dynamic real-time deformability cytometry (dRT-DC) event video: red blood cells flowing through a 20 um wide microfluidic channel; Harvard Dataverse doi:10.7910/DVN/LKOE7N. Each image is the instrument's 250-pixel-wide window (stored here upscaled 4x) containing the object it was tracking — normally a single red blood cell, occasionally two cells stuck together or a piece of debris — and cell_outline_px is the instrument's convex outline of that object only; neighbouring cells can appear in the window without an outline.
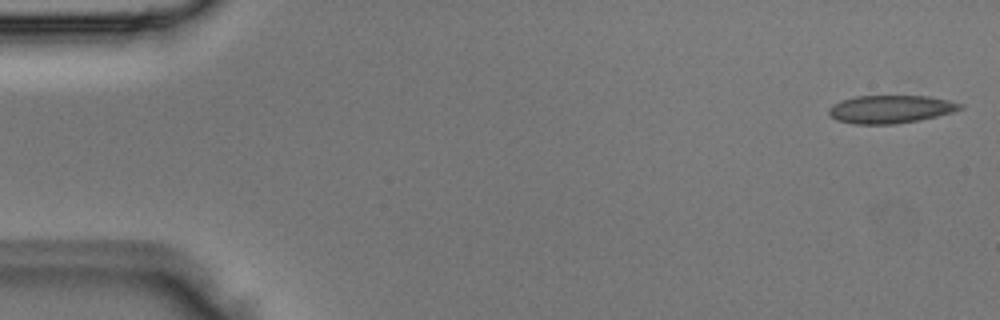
{"species": "Egyptian fruit bat (a non-hibernating species)", "species_latin": "Rousettus aegyptiacus", "temperature_condition": "room temperature", "stored_images_in_passage": 4, "camera_frame_rate_fps": 3000, "um_per_image_px": 0.085, "animal": {"sex": "male"}, "frame": {"image": 1, "passage_image": 1, "time_ms": 0.0, "image_size_px": [1000, 320], "cell_outline_px": [[964, 108], [952, 112], [936, 116], [916, 120], [892, 124], [852, 124], [836, 120], [828, 112], [828, 108], [832, 104], [840, 100], [856, 96], [928, 96], [948, 100], [964, 104]], "centroid_in_image_um": [75.67, 9.27], "position_along_channel_um": 9.3, "area_um2": 21.39}}
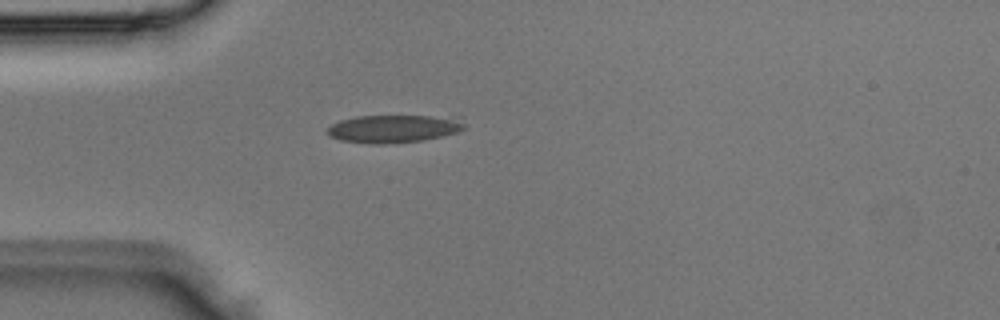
{"frame": {"image": 2, "passage_image": 4, "time_ms": 1.0, "image_size_px": [1000, 320], "cell_outline_px": [[464, 128], [460, 132], [424, 140], [384, 144], [368, 144], [340, 140], [328, 136], [328, 128], [332, 124], [340, 120], [356, 116], [464, 116]], "centroid_in_image_um": [33.53, 10.93], "position_along_channel_um": 51.5, "area_um2": 22.66}}